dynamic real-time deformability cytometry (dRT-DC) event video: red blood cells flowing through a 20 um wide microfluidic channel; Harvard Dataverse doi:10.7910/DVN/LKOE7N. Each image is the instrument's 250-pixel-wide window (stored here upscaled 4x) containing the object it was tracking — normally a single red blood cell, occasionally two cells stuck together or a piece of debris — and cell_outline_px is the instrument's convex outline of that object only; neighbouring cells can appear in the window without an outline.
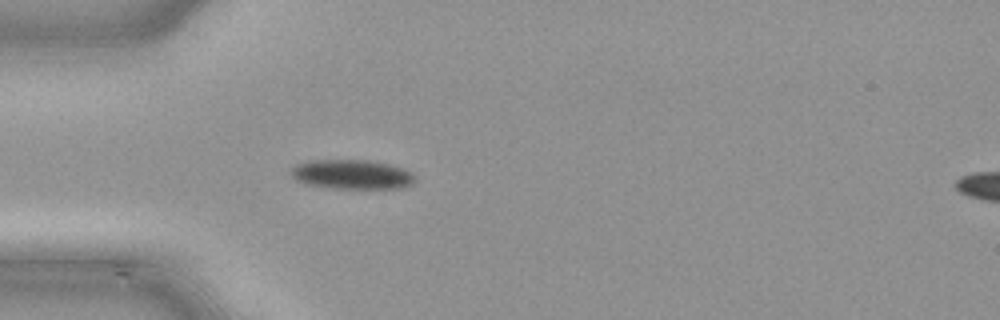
{"species": "common noctule bat (a hibernating species)", "species_latin": "Nyctalus noctula", "temperature_condition": "cold", "stored_images_in_passage": 35, "camera_frame_rate_fps": 3000, "um_per_image_px": 0.085, "animal": {"sex": "male", "body_mass_g": 21.5, "forearm_length_mm": 52.0}, "frame": {"image": 1, "passage_image": 1, "time_ms": 0.0, "image_size_px": [1000, 320], "cell_outline_px": [[416, 180], [412, 184], [404, 188], [332, 188], [308, 184], [296, 180], [292, 176], [292, 168], [296, 164], [312, 160], [368, 160], [388, 164], [404, 168], [412, 172], [416, 176]], "centroid_in_image_um": [29.97, 14.82], "position_along_channel_um": 55.0, "area_um2": 21.27}}
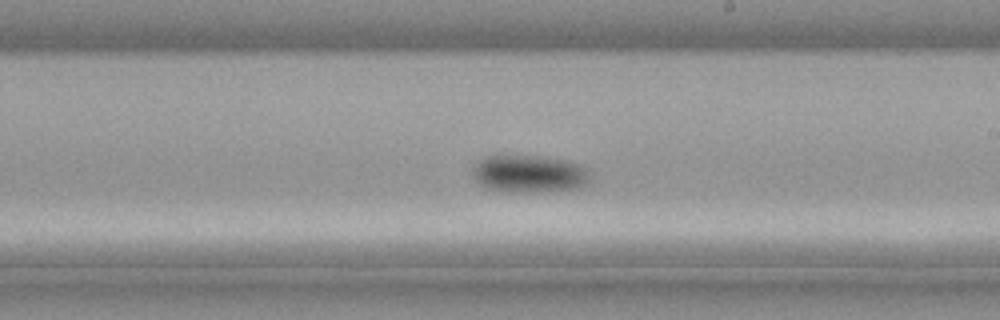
{"frame": {"image": 2, "passage_image": 15, "time_ms": 4.667, "image_size_px": [1000, 320], "cell_outline_px": [[592, 176], [588, 184], [580, 188], [556, 192], [504, 192], [484, 188], [472, 176], [472, 164], [476, 160], [492, 152], [496, 152], [536, 156], [568, 160], [580, 164], [588, 168]], "centroid_in_image_um": [44.94, 14.75], "position_along_channel_um": 244.1, "area_um2": 27.51}}
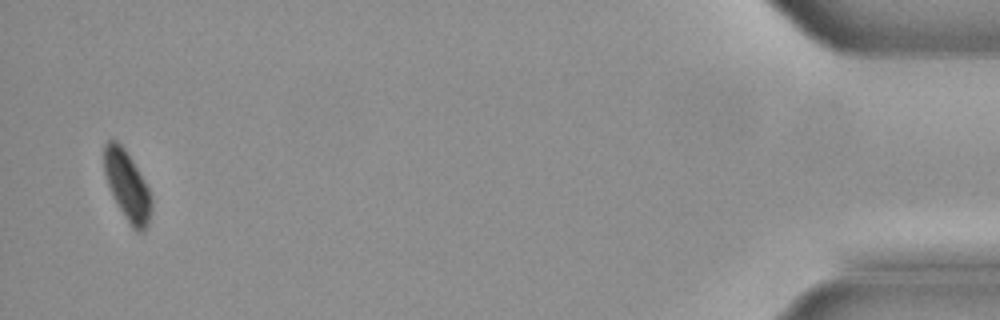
{"frame": {"image": 3, "passage_image": 34, "time_ms": 11.0, "image_size_px": [1000, 320], "cell_outline_px": [[152, 208], [148, 224], [144, 232], [136, 232], [132, 228], [124, 216], [108, 184], [104, 172], [104, 144], [108, 140], [116, 140], [124, 148], [132, 160], [148, 188], [152, 196]], "centroid_in_image_um": [10.83, 15.81], "position_along_channel_um": 424.4, "area_um2": 18.9}}